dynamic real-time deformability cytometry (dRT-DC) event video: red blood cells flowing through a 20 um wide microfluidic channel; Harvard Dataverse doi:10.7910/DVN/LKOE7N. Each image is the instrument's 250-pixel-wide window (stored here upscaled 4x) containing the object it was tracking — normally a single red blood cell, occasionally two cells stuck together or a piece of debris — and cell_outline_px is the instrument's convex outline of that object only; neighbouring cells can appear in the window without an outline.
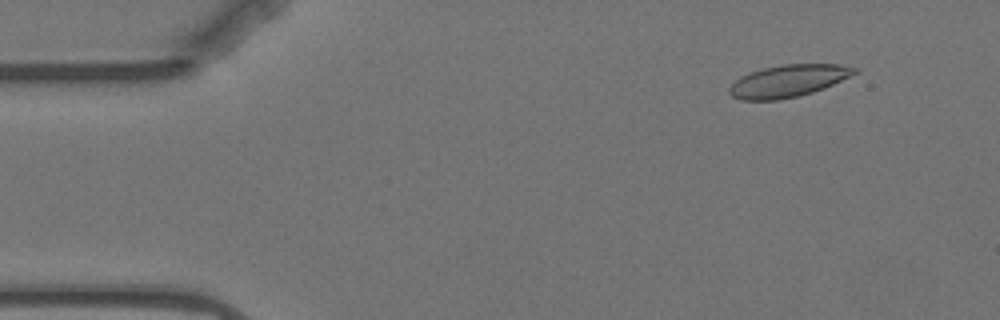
{"species": "Egyptian fruit bat (a non-hibernating species)", "species_latin": "Rousettus aegyptiacus", "temperature_condition": "warm", "stored_images_in_passage": 4, "camera_frame_rate_fps": 3000, "um_per_image_px": 0.085, "animal": {"sex": "female"}, "frame": {"image": 1, "passage_image": 2, "time_ms": 1.0, "image_size_px": [1000, 320], "cell_outline_px": [[860, 72], [824, 88], [800, 96], [776, 100], [740, 100], [732, 96], [728, 92], [728, 88], [740, 76], [748, 72], [764, 68], [784, 64], [840, 64], [860, 68]], "centroid_in_image_um": [67.02, 6.87], "position_along_channel_um": 18.0, "area_um2": 23.7}}